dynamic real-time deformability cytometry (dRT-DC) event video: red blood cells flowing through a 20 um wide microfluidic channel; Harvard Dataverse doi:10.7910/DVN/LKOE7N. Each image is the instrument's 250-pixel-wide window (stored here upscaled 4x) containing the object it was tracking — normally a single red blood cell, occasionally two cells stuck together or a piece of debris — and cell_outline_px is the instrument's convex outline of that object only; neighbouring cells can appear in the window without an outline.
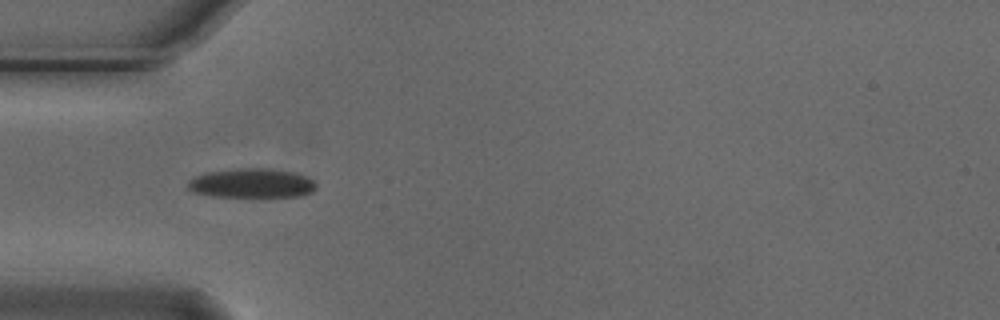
{"species": "Egyptian fruit bat (a non-hibernating species)", "species_latin": "Rousettus aegyptiacus", "temperature_condition": "cold", "stored_images_in_passage": 36, "camera_frame_rate_fps": 3000, "um_per_image_px": 0.085, "animal": {"sex": "male"}, "frame": {"image": 1, "passage_image": 1, "time_ms": 0.0, "image_size_px": [1000, 320], "cell_outline_px": [[316, 188], [312, 192], [300, 196], [212, 196], [192, 192], [188, 188], [188, 180], [204, 172], [240, 168], [268, 168], [296, 172], [312, 180], [316, 184]], "centroid_in_image_um": [21.38, 15.56], "position_along_channel_um": 63.6, "area_um2": 21.91}}
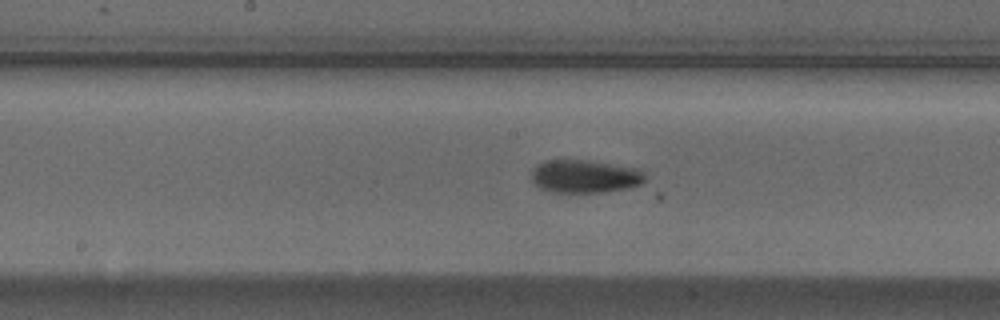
{"frame": {"image": 2, "passage_image": 12, "time_ms": 3.667, "image_size_px": [1000, 320], "cell_outline_px": [[644, 180], [640, 184], [628, 188], [604, 192], [556, 192], [540, 188], [532, 180], [532, 168], [536, 164], [544, 160], [584, 160], [636, 168], [644, 172]], "centroid_in_image_um": [49.67, 14.99], "position_along_channel_um": 198.5, "area_um2": 21.68}}
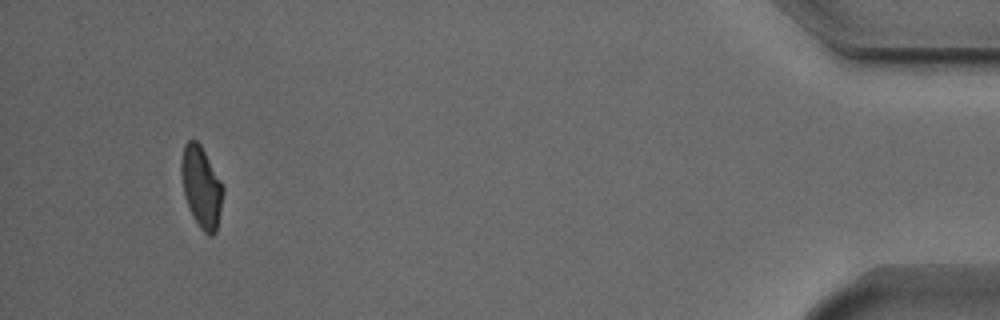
{"frame": {"image": 3, "passage_image": 36, "time_ms": 11.667, "image_size_px": [1000, 320], "cell_outline_px": [[224, 192], [216, 232], [212, 236], [208, 236], [200, 228], [184, 196], [180, 172], [180, 160], [184, 144], [188, 140], [196, 140], [200, 144], [220, 180], [224, 188]], "centroid_in_image_um": [17.1, 15.88], "position_along_channel_um": 418.1, "area_um2": 19.65}, "authors_computed_cell_mechanics": {"area_um2": 21.0681, "velocity_mm_per_s": 3.7095, "shape_relaxation_time_tau1_ms": 3.4193, "shape_relaxation_time_tau2_ms": 4.1534, "deformation_change_tau1": 0.1207, "deformation_change_tau2": 0.0821}}